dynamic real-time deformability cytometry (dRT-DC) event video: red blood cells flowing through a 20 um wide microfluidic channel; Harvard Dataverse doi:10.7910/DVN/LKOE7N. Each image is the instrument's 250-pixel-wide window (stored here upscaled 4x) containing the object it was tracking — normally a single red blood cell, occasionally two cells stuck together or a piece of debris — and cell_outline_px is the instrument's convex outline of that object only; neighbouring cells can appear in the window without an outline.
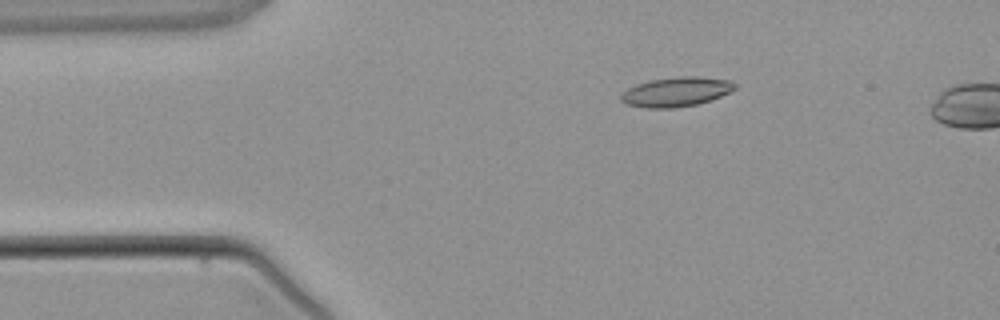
{"species": "common noctule bat (a hibernating species)", "species_latin": "Nyctalus noctula", "temperature_condition": "warm", "stored_images_in_passage": 4, "segment_of_instrument_passage": [1, 2], "camera_frame_rate_fps": 3000, "um_per_image_px": 0.085, "animal": {"sex": "male", "body_mass_g": 21.5, "forearm_length_mm": 52.0}, "frame": {"image": 1, "passage_image": 2, "time_ms": 1.333, "image_size_px": [1000, 320], "cell_outline_px": [[736, 88], [720, 96], [696, 104], [672, 108], [644, 108], [628, 104], [620, 100], [620, 96], [628, 88], [636, 84], [652, 80], [680, 76], [696, 76], [728, 80], [736, 84]], "centroid_in_image_um": [57.45, 7.8], "position_along_channel_um": 27.6, "area_um2": 19.25}}